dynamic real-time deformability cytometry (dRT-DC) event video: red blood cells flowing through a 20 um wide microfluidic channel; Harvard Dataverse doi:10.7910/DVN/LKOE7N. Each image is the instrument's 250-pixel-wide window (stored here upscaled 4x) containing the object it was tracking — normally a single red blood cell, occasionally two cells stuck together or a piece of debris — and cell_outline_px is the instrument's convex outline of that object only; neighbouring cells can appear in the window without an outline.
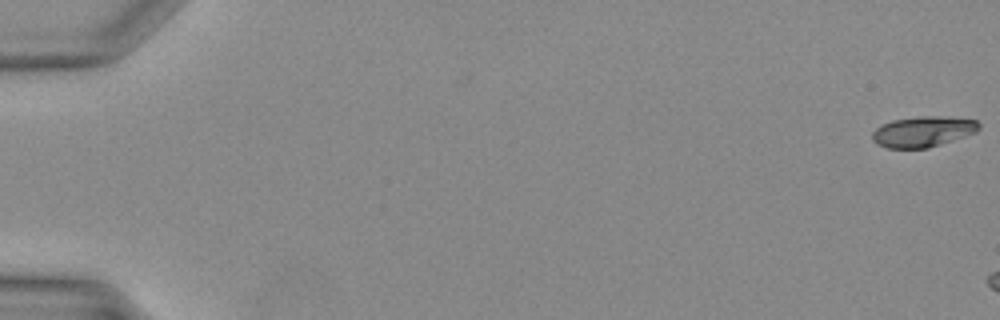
{"species": "Egyptian fruit bat (a non-hibernating species)", "species_latin": "Rousettus aegyptiacus", "temperature_condition": "warm", "stored_images_in_passage": 2, "camera_frame_rate_fps": 3000, "um_per_image_px": 0.085, "animal": {"sex": "female"}, "frame": {"image": 1, "passage_image": 2, "time_ms": 0.333, "image_size_px": [1000, 320], "cell_outline_px": [[980, 128], [976, 132], [928, 148], [888, 148], [876, 144], [872, 140], [872, 132], [876, 128], [892, 120], [920, 116], [936, 116], [976, 120], [980, 124]], "centroid_in_image_um": [78.42, 11.19], "position_along_channel_um": 6.6, "area_um2": 18.84}}